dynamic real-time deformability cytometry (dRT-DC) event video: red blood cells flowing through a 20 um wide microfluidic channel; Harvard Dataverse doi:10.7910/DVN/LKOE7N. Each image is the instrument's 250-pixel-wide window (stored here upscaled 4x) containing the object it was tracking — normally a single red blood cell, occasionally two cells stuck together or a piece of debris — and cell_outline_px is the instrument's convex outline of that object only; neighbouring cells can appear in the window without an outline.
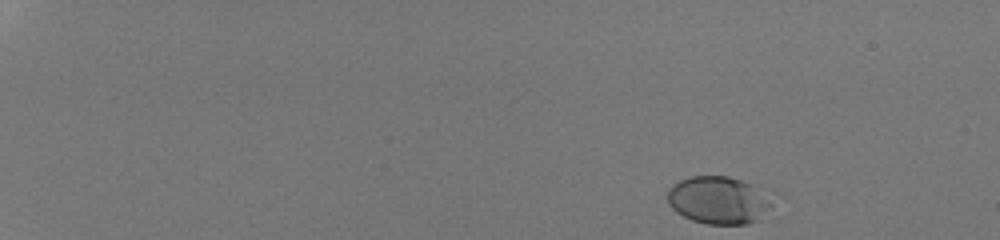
{"species": "human", "species_latin": "Homo sapiens", "temperature_condition": "room temperature", "stored_images_in_passage": 42, "camera_frame_rate_fps": 3000, "um_per_image_px": 0.085, "donor": {"sex": "male"}, "frame": {"image": 1, "passage_image": 1, "time_ms": 0.0, "image_size_px": [1000, 240], "cell_outline_px": [[772, 204], [760, 220], [748, 224], [708, 224], [692, 220], [676, 212], [668, 204], [668, 188], [672, 184], [680, 180], [692, 176], [728, 176], [752, 184]], "centroid_in_image_um": [61.01, 17.02], "position_along_channel_um": 24.0, "area_um2": 28.67}}
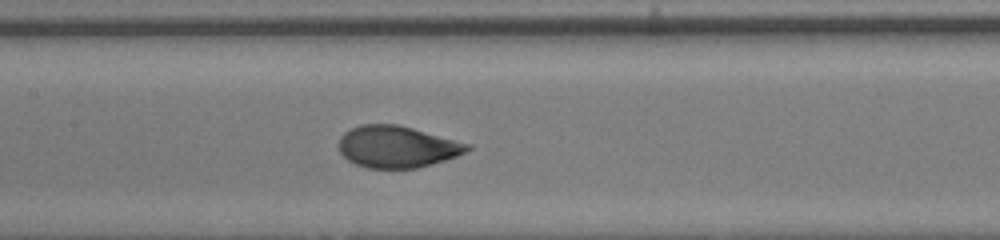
{"frame": {"image": 2, "passage_image": 24, "time_ms": 7.667, "image_size_px": [1000, 240], "cell_outline_px": [[472, 148], [456, 156], [432, 164], [416, 168], [364, 168], [348, 160], [340, 152], [340, 136], [344, 132], [360, 124], [396, 124], [412, 128], [472, 144]], "centroid_in_image_um": [33.75, 12.47], "position_along_channel_um": 173.6, "area_um2": 31.15}}
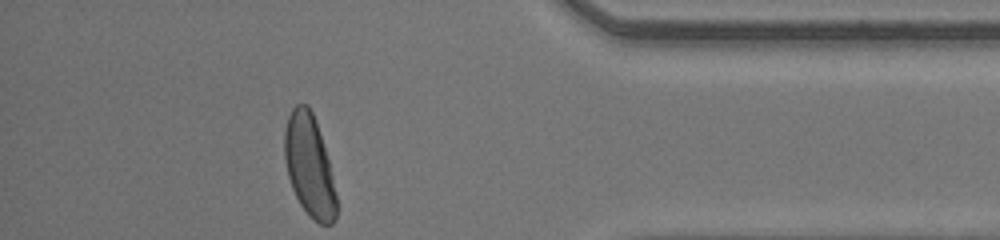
{"frame": {"image": 3, "passage_image": 42, "time_ms": 13.667, "image_size_px": [1000, 240], "cell_outline_px": [[336, 220], [332, 224], [320, 224], [300, 204], [292, 188], [288, 176], [284, 160], [284, 132], [288, 116], [292, 108], [296, 104], [308, 104], [312, 112], [328, 160], [332, 176], [336, 196]], "centroid_in_image_um": [26.27, 14.07], "position_along_channel_um": 408.9, "area_um2": 30.23}, "authors_computed_cell_mechanics": {"area_um2": 30.5762, "velocity_mm_per_s": 4.2525, "shape_relaxation_time_tau1_ms": 2.6906, "shape_relaxation_time_tau2_ms": null, "deformation_change_tau1": 0.1598, "deformation_change_tau2": null}}